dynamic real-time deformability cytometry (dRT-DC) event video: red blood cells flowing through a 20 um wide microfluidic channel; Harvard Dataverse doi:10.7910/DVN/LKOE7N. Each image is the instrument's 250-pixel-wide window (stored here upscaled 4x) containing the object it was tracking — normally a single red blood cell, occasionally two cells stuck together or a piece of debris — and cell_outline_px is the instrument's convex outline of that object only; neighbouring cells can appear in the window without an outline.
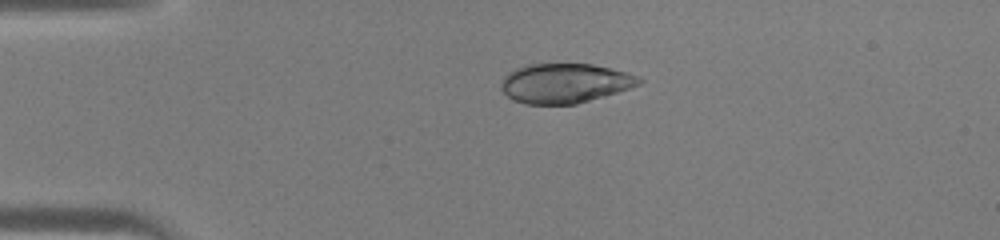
{"species": "human", "species_latin": "Homo sapiens", "temperature_condition": "warm", "stored_images_in_passage": 35, "camera_frame_rate_fps": 3000, "um_per_image_px": 0.085, "donor": {"sex": "male"}, "frame": {"image": 1, "passage_image": 1, "time_ms": 0.0, "image_size_px": [1000, 240], "cell_outline_px": [[644, 80], [640, 84], [604, 96], [576, 104], [524, 104], [508, 96], [500, 88], [500, 84], [504, 76], [508, 72], [516, 68], [528, 64], [592, 64], [628, 72], [640, 76]], "centroid_in_image_um": [48.01, 7.07], "position_along_channel_um": 37.0, "area_um2": 31.79}}
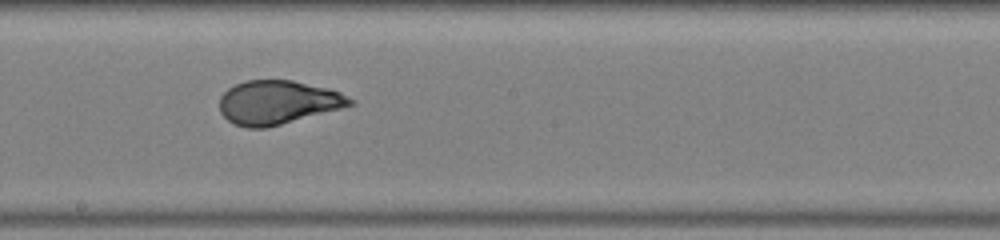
{"frame": {"image": 2, "passage_image": 16, "time_ms": 5.0, "image_size_px": [1000, 240], "cell_outline_px": [[356, 104], [280, 124], [264, 128], [248, 128], [232, 124], [220, 112], [220, 96], [228, 88], [244, 80], [292, 80], [328, 88], [340, 92], [356, 100]], "centroid_in_image_um": [23.6, 8.69], "position_along_channel_um": 224.6, "area_um2": 33.23}}
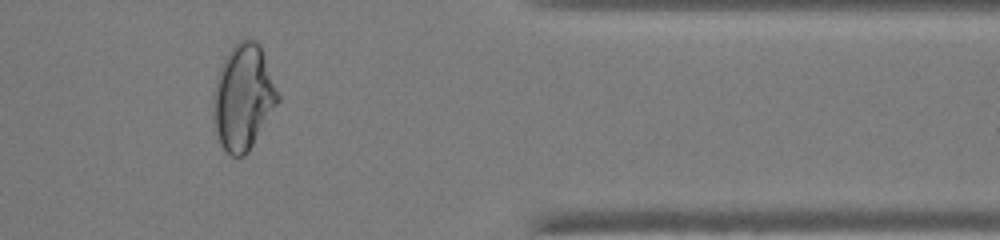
{"frame": {"image": 3, "passage_image": 28, "time_ms": 9.0, "image_size_px": [1000, 240], "cell_outline_px": [[280, 100], [248, 152], [244, 156], [232, 156], [224, 148], [216, 132], [212, 116], [212, 96], [220, 68], [228, 52], [244, 36], [256, 40], [260, 44], [280, 96]], "centroid_in_image_um": [20.68, 8.24], "position_along_channel_um": 390.7, "area_um2": 39.65}}